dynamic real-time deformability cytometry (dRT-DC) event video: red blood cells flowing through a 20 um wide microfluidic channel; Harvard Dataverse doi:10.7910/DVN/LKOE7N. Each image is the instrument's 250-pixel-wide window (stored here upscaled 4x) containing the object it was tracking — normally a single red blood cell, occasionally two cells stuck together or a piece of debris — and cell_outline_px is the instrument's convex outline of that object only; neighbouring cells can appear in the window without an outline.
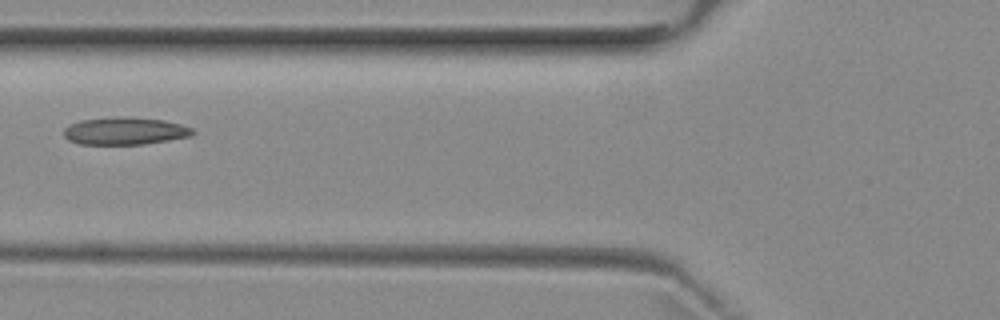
{"species": "common noctule bat (a hibernating species)", "species_latin": "Nyctalus noctula", "temperature_condition": "room temperature", "stored_images_in_passage": 5, "camera_frame_rate_fps": 3000, "um_per_image_px": 0.085, "animal": {"sex": "female", "body_mass_g": 29.2, "forearm_length_mm": 56.3}, "frame": {"image": 1, "passage_image": 5, "time_ms": 5.333, "image_size_px": [1000, 320], "cell_outline_px": [[196, 132], [192, 136], [144, 144], [80, 144], [68, 140], [64, 136], [64, 128], [68, 124], [80, 120], [124, 116], [128, 116], [164, 120], [180, 124], [192, 128]], "centroid_in_image_um": [10.61, 11.13], "position_along_channel_um": 115.2, "area_um2": 20.75}}